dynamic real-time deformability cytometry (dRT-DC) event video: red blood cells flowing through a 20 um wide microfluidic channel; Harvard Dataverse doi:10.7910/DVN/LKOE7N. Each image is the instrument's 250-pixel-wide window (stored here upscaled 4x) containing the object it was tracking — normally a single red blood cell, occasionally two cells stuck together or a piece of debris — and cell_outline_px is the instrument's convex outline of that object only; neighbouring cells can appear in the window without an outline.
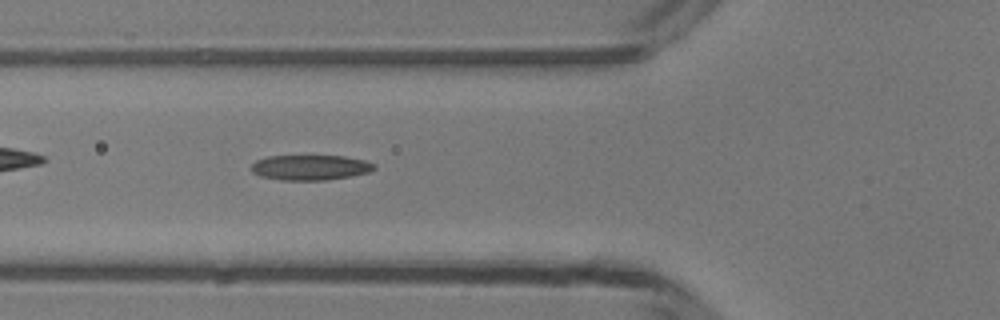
{"species": "common noctule bat (a hibernating species)", "species_latin": "Nyctalus noctula", "temperature_condition": "room temperature", "stored_images_in_passage": 37, "camera_frame_rate_fps": 3000, "um_per_image_px": 0.085, "animal": {"sex": "male", "body_mass_g": 13.3}, "frame": {"image": 1, "passage_image": 6, "time_ms": 1.667, "image_size_px": [1000, 320], "cell_outline_px": [[376, 168], [368, 172], [352, 176], [324, 180], [280, 180], [260, 176], [252, 172], [252, 164], [256, 160], [268, 156], [344, 156], [364, 160], [372, 164]], "centroid_in_image_um": [26.34, 14.24], "position_along_channel_um": 99.5, "area_um2": 17.92}}
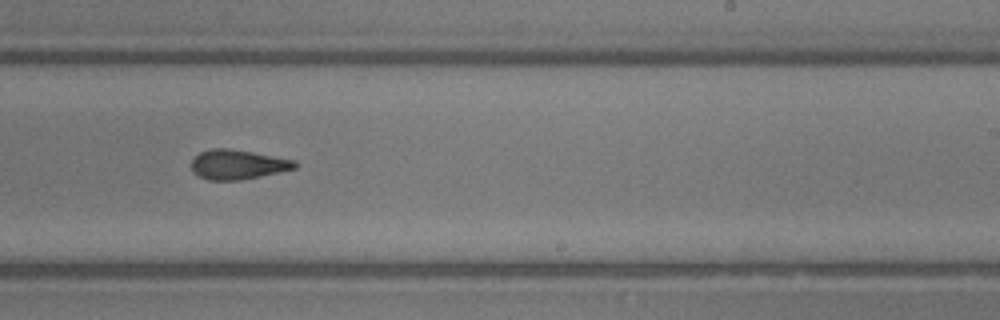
{"frame": {"image": 2, "passage_image": 18, "time_ms": 5.667, "image_size_px": [1000, 320], "cell_outline_px": [[296, 168], [260, 176], [240, 180], [208, 180], [192, 172], [192, 160], [200, 152], [212, 148], [228, 148], [252, 152], [296, 160]], "centroid_in_image_um": [20.19, 13.98], "position_along_channel_um": 268.8, "area_um2": 17.69}}
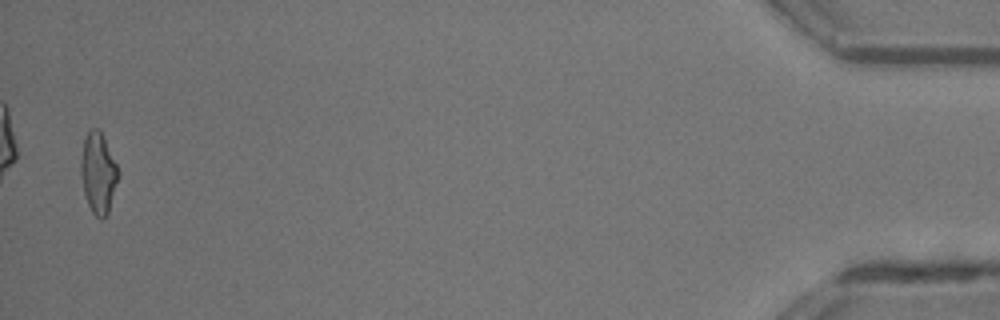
{"frame": {"image": 3, "passage_image": 36, "time_ms": 11.667, "image_size_px": [1000, 320], "cell_outline_px": [[120, 172], [108, 216], [104, 220], [100, 220], [92, 212], [88, 204], [84, 192], [80, 172], [80, 164], [84, 140], [88, 132], [92, 128], [96, 128], [104, 136]], "centroid_in_image_um": [8.37, 14.76], "position_along_channel_um": 426.8, "area_um2": 17.74}}